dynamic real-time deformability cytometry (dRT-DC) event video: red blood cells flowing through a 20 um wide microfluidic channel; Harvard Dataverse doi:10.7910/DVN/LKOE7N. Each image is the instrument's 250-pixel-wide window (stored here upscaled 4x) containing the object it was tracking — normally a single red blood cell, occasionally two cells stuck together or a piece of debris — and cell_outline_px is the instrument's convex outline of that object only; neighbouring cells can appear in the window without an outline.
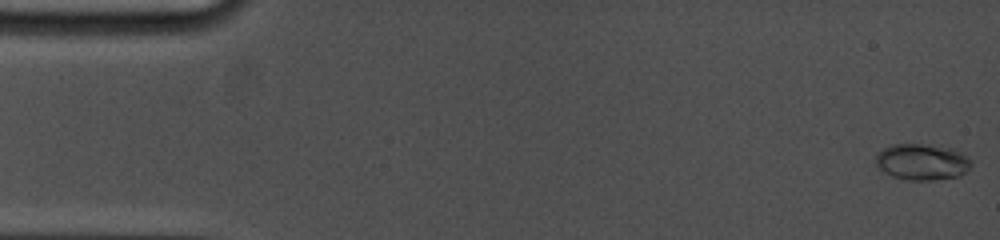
{"species": "common noctule bat (a hibernating species)", "species_latin": "Nyctalus noctula", "temperature_condition": "cold", "stored_images_in_passage": 13, "camera_frame_rate_fps": 5000, "um_per_image_px": 0.085, "animal": {"sex": "female", "body_mass_g": 19.0, "forearm_length_mm": 53.3}, "frame": {"image": 1, "passage_image": 1, "time_ms": 0.0, "image_size_px": [1000, 240], "cell_outline_px": [[972, 164], [960, 176], [932, 180], [908, 180], [892, 176], [884, 172], [876, 164], [876, 152], [892, 144], [920, 144], [952, 148], [964, 152]], "centroid_in_image_um": [78.37, 13.75], "position_along_channel_um": 6.6, "area_um2": 20.17}}
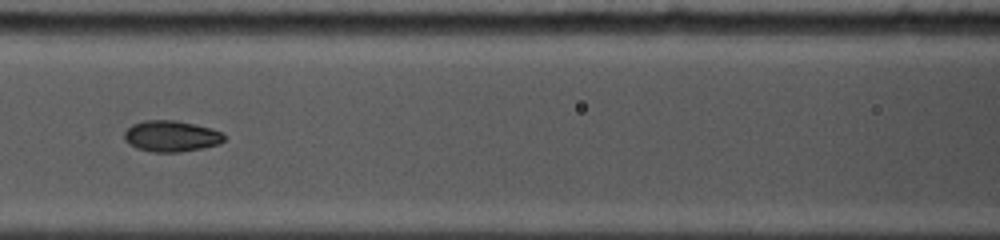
{"frame": {"image": 2, "passage_image": 8, "time_ms": 7.4, "image_size_px": [1000, 240], "cell_outline_px": [[224, 140], [220, 144], [204, 148], [180, 152], [152, 152], [136, 148], [128, 144], [124, 140], [124, 132], [132, 124], [144, 120], [176, 120], [212, 128], [224, 132]], "centroid_in_image_um": [14.56, 11.57], "position_along_channel_um": 152.0, "area_um2": 18.38}}
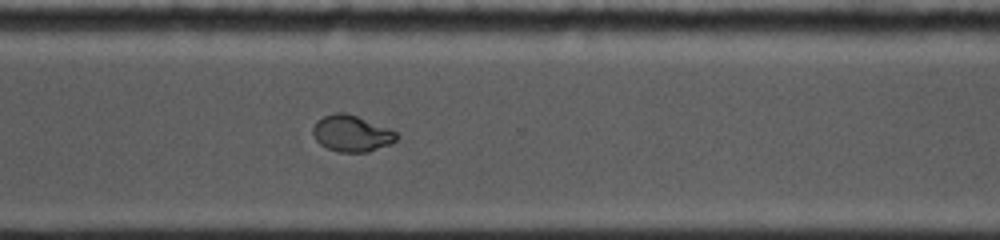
{"frame": {"image": 3, "passage_image": 13, "time_ms": 12.4, "image_size_px": [1000, 240], "cell_outline_px": [[400, 136], [392, 144], [368, 152], [340, 152], [328, 148], [320, 144], [316, 140], [312, 132], [312, 128], [316, 120], [324, 116], [336, 112], [344, 112], [392, 128]], "centroid_in_image_um": [29.92, 11.34], "position_along_channel_um": 340.7, "area_um2": 17.98}}